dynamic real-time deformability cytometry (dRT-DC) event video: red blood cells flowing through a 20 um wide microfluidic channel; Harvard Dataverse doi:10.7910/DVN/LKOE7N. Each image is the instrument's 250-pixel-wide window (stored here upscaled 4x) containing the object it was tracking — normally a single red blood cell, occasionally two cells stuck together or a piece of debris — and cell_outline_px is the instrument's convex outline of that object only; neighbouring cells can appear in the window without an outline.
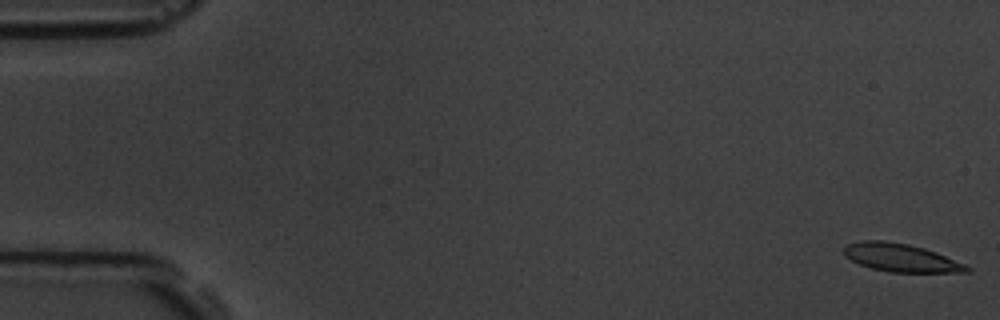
{"species": "common noctule bat (a hibernating species)", "species_latin": "Nyctalus noctula", "temperature_condition": "room temperature", "stored_images_in_passage": 5, "camera_frame_rate_fps": 3000, "um_per_image_px": 0.085, "animal": {"sex": "male", "body_mass_g": 19.5, "forearm_length_mm": 54.6}, "frame": {"image": 1, "passage_image": 1, "time_ms": 0.0, "image_size_px": [1000, 320], "cell_outline_px": [[972, 268], [968, 272], [892, 272], [872, 268], [860, 264], [844, 256], [844, 248], [848, 244], [860, 240], [884, 240], [908, 244], [924, 248], [936, 252], [964, 264]], "centroid_in_image_um": [76.56, 21.9], "position_along_channel_um": 8.4, "area_um2": 19.94}}
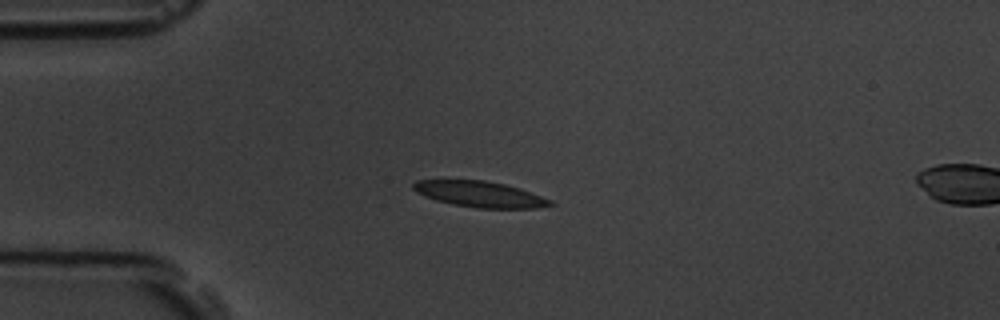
{"frame": {"image": 2, "passage_image": 4, "time_ms": 4.333, "image_size_px": [1000, 320], "cell_outline_px": [[556, 204], [536, 208], [476, 208], [452, 204], [436, 200], [424, 196], [416, 192], [412, 188], [412, 184], [416, 180], [484, 180], [504, 184], [520, 188], [552, 200]], "centroid_in_image_um": [40.78, 16.5], "position_along_channel_um": 44.2, "area_um2": 20.69}}